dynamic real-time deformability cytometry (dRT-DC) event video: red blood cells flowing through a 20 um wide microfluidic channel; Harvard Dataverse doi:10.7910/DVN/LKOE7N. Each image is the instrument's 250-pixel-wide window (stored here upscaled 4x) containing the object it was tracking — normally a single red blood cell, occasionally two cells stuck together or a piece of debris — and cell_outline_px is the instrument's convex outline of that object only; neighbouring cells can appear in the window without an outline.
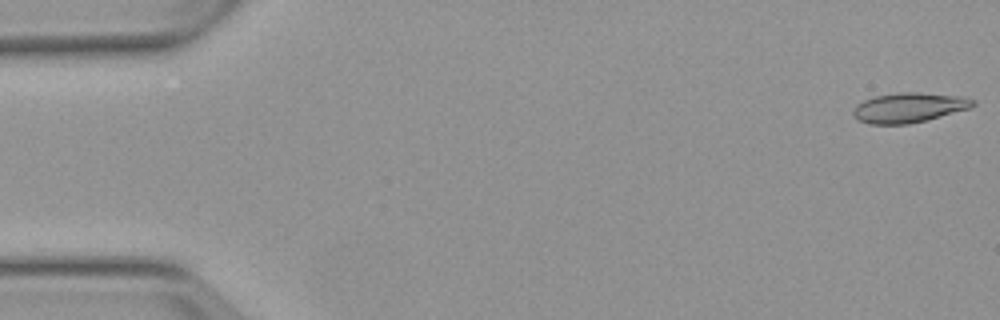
{"species": "Egyptian fruit bat (a non-hibernating species)", "species_latin": "Rousettus aegyptiacus", "temperature_condition": "warm", "stored_images_in_passage": 3, "camera_frame_rate_fps": 3000, "um_per_image_px": 0.085, "animal": {"sex": "female"}, "frame": {"image": 1, "passage_image": 1, "time_ms": 0.0, "image_size_px": [1000, 320], "cell_outline_px": [[976, 104], [968, 108], [928, 120], [908, 124], [872, 124], [860, 120], [852, 112], [856, 104], [872, 96], [896, 92], [920, 92], [964, 96], [976, 100]], "centroid_in_image_um": [77.28, 9.12], "position_along_channel_um": 7.7, "area_um2": 20.92}}